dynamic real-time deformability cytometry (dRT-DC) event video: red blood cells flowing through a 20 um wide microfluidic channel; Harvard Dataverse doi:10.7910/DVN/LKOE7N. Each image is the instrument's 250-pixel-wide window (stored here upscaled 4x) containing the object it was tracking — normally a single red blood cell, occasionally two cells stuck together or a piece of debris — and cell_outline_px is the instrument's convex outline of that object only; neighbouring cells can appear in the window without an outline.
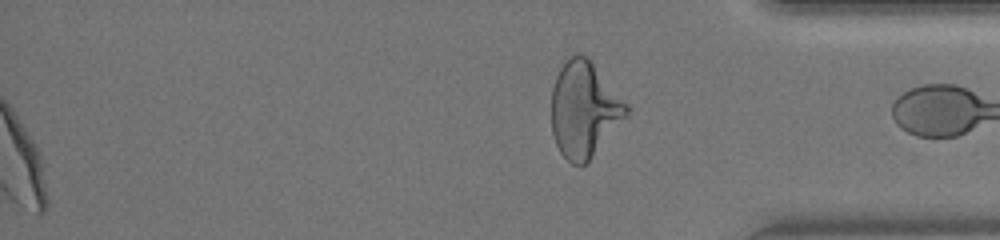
{"species": "human", "species_latin": "Homo sapiens", "temperature_condition": "warm", "stored_images_in_passage": 33, "segment_of_instrument_passage": [2, 2], "camera_frame_rate_fps": 3000, "um_per_image_px": 0.085, "donor": {"sex": "female"}, "frame": {"image": 1, "passage_image": 33, "time_ms": 14.0, "image_size_px": [1000, 240], "cell_outline_px": [[632, 112], [588, 164], [580, 168], [572, 164], [560, 152], [556, 144], [552, 132], [552, 88], [556, 76], [564, 60], [576, 52], [580, 52], [588, 56], [628, 104]], "centroid_in_image_um": [49.69, 9.33], "position_along_channel_um": 385.5, "area_um2": 43.0}}